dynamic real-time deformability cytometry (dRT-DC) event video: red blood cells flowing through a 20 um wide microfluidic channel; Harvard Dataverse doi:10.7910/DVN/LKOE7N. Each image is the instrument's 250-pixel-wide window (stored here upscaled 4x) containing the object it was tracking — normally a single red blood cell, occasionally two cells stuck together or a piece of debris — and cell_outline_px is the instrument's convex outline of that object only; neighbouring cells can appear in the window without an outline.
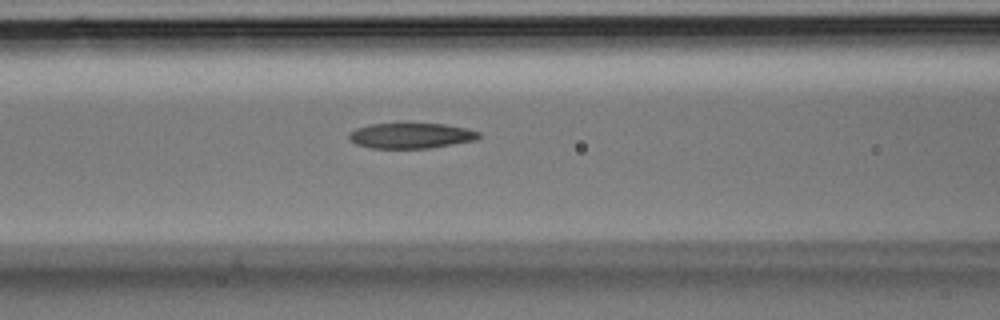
{"species": "Egyptian fruit bat (a non-hibernating species)", "species_latin": "Rousettus aegyptiacus", "temperature_condition": "room temperature", "stored_images_in_passage": 36, "camera_frame_rate_fps": 3000, "um_per_image_px": 0.085, "animal": {"sex": "male"}, "frame": {"image": 1, "passage_image": 15, "time_ms": 4.667, "image_size_px": [1000, 320], "cell_outline_px": [[480, 136], [476, 140], [432, 148], [372, 148], [356, 144], [348, 136], [356, 128], [372, 124], [444, 124], [468, 128], [480, 132]], "centroid_in_image_um": [34.99, 11.54], "position_along_channel_um": 131.6, "area_um2": 19.07}}
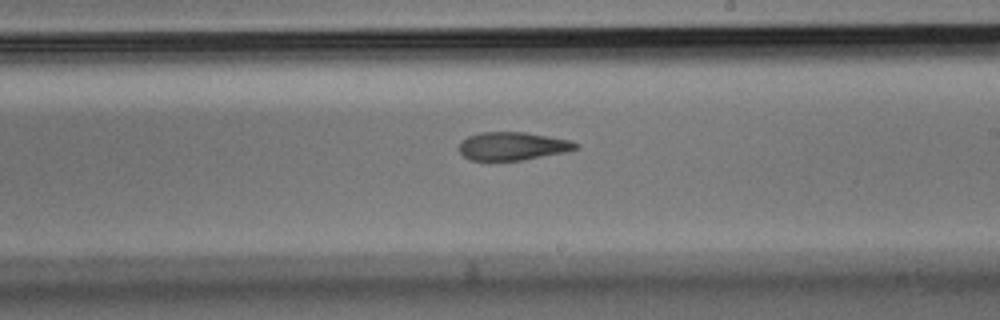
{"frame": {"image": 2, "passage_image": 21, "time_ms": 6.667, "image_size_px": [1000, 320], "cell_outline_px": [[580, 144], [576, 148], [564, 152], [520, 160], [472, 160], [464, 156], [460, 152], [460, 140], [468, 136], [480, 132], [524, 132], [572, 140]], "centroid_in_image_um": [43.56, 12.4], "position_along_channel_um": 245.4, "area_um2": 18.96}}
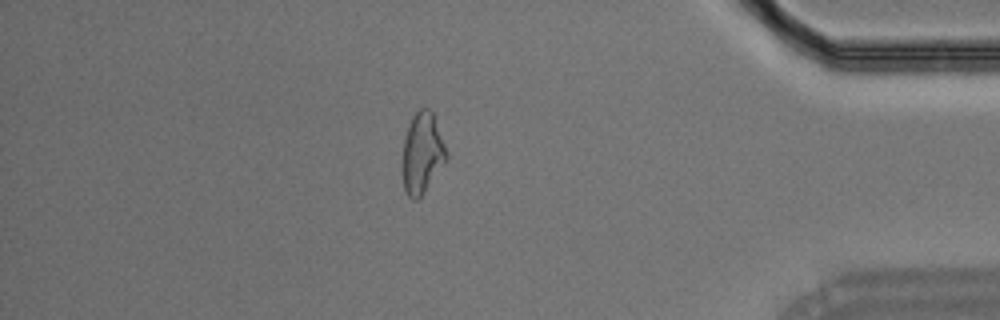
{"frame": {"image": 3, "passage_image": 31, "time_ms": 10.0, "image_size_px": [1000, 320], "cell_outline_px": [[448, 156], [424, 192], [416, 200], [412, 200], [408, 196], [404, 188], [404, 140], [412, 116], [420, 108], [428, 108], [432, 112], [444, 144]], "centroid_in_image_um": [35.89, 13.0], "position_along_channel_um": 399.3, "area_um2": 19.83}}